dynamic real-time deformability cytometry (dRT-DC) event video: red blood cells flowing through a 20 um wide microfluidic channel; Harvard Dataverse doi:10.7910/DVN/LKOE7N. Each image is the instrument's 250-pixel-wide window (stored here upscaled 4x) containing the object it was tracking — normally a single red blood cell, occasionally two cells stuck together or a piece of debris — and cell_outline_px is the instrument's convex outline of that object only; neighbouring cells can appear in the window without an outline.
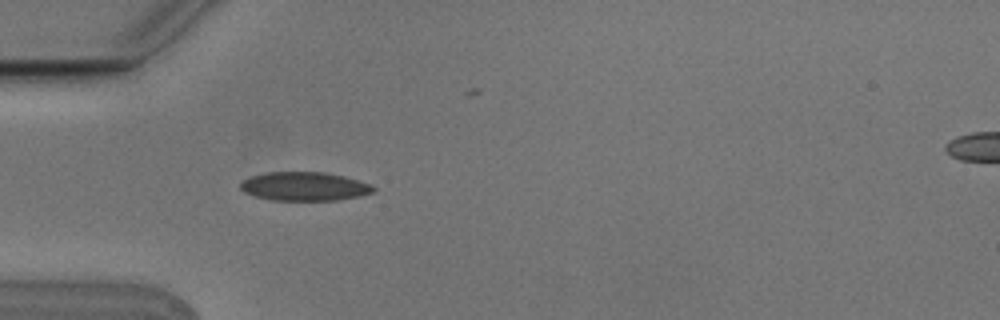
{"species": "Egyptian fruit bat (a non-hibernating species)", "species_latin": "Rousettus aegyptiacus", "temperature_condition": "cold", "stored_images_in_passage": 4, "segment_of_instrument_passage": [1, 2], "camera_frame_rate_fps": 3000, "um_per_image_px": 0.085, "animal": {"sex": "male"}, "frame": {"image": 1, "passage_image": 3, "time_ms": 0.667, "image_size_px": [1000, 320], "cell_outline_px": [[376, 192], [360, 196], [336, 200], [272, 200], [252, 196], [244, 192], [240, 188], [240, 184], [244, 180], [252, 176], [264, 172], [324, 172], [344, 176], [372, 184], [376, 188]], "centroid_in_image_um": [25.9, 15.84], "position_along_channel_um": 59.1, "area_um2": 22.43}}